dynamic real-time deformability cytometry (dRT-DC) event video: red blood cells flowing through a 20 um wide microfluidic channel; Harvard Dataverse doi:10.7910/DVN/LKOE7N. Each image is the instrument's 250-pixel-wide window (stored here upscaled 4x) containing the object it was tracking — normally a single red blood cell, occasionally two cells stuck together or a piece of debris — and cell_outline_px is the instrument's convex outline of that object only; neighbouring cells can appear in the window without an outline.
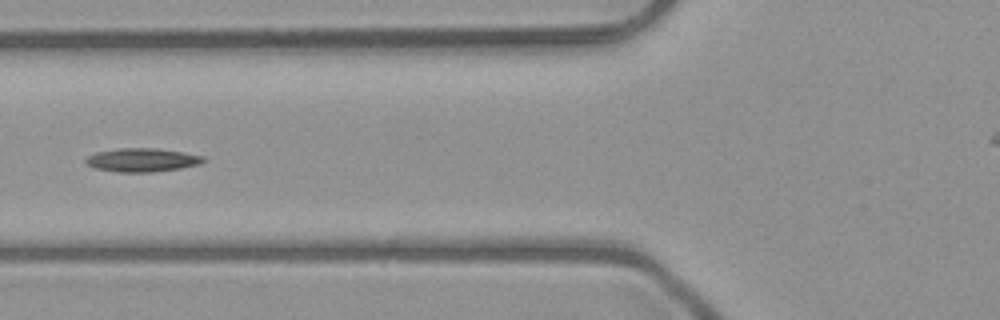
{"species": "common noctule bat (a hibernating species)", "species_latin": "Nyctalus noctula", "temperature_condition": "room temperature", "stored_images_in_passage": 45, "camera_frame_rate_fps": 3000, "um_per_image_px": 0.085, "animal": {"sex": "male", "body_mass_g": 23.1, "forearm_length_mm": 52.7}, "frame": {"image": 1, "passage_image": 13, "time_ms": 4.0, "image_size_px": [1000, 320], "cell_outline_px": [[204, 160], [200, 164], [180, 168], [152, 172], [116, 172], [96, 168], [88, 164], [84, 160], [88, 156], [96, 152], [120, 148], [152, 148], [180, 152], [204, 156]], "centroid_in_image_um": [12.05, 13.6], "position_along_channel_um": 113.7, "area_um2": 15.9}}
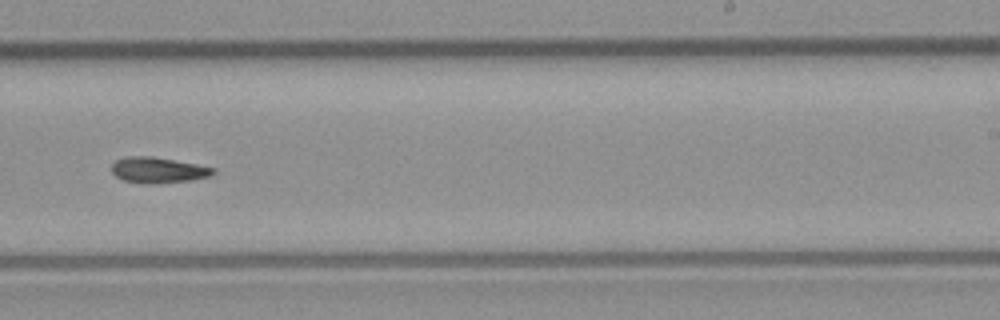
{"frame": {"image": 2, "passage_image": 25, "time_ms": 8.0, "image_size_px": [1000, 320], "cell_outline_px": [[216, 172], [208, 176], [188, 180], [156, 184], [148, 184], [124, 180], [116, 176], [112, 172], [112, 164], [116, 160], [128, 156], [152, 156], [196, 164], [216, 168]], "centroid_in_image_um": [13.43, 14.45], "position_along_channel_um": 275.6, "area_um2": 15.09}}
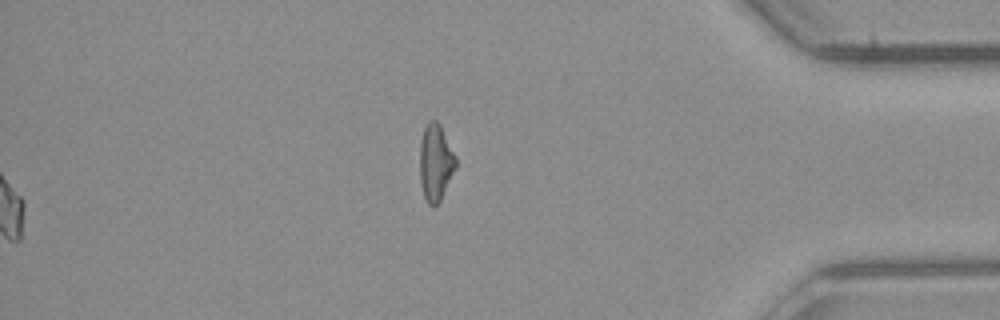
{"frame": {"image": 3, "passage_image": 45, "time_ms": 14.667, "image_size_px": [1000, 320], "cell_outline_px": [[456, 168], [440, 200], [432, 208], [428, 204], [424, 196], [420, 180], [420, 140], [424, 128], [428, 120], [436, 120], [440, 124], [456, 156]], "centroid_in_image_um": [37.02, 13.79], "position_along_channel_um": 398.2, "area_um2": 16.13}}